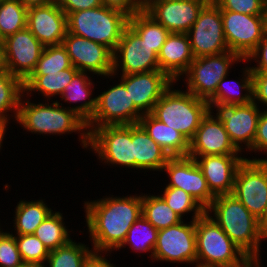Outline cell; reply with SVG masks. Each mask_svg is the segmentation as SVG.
Returning <instances> with one entry per match:
<instances>
[{"label": "cell", "instance_id": "obj_1", "mask_svg": "<svg viewBox=\"0 0 267 267\" xmlns=\"http://www.w3.org/2000/svg\"><path fill=\"white\" fill-rule=\"evenodd\" d=\"M83 206L91 249L96 254L108 256L107 253L110 255L122 245L132 224L142 216V194L106 195L84 201Z\"/></svg>", "mask_w": 267, "mask_h": 267}, {"label": "cell", "instance_id": "obj_2", "mask_svg": "<svg viewBox=\"0 0 267 267\" xmlns=\"http://www.w3.org/2000/svg\"><path fill=\"white\" fill-rule=\"evenodd\" d=\"M23 94L16 123L32 134L65 135L78 133L83 149H88L89 132L86 121L75 111L62 106L58 100L33 103ZM48 102V103H47ZM49 134V135H48ZM81 140V141H80Z\"/></svg>", "mask_w": 267, "mask_h": 267}, {"label": "cell", "instance_id": "obj_3", "mask_svg": "<svg viewBox=\"0 0 267 267\" xmlns=\"http://www.w3.org/2000/svg\"><path fill=\"white\" fill-rule=\"evenodd\" d=\"M205 213L221 227L248 258L262 257L260 246L267 238L262 231L260 220L233 194L217 196Z\"/></svg>", "mask_w": 267, "mask_h": 267}, {"label": "cell", "instance_id": "obj_4", "mask_svg": "<svg viewBox=\"0 0 267 267\" xmlns=\"http://www.w3.org/2000/svg\"><path fill=\"white\" fill-rule=\"evenodd\" d=\"M173 85L175 82L156 102L151 114L179 131L190 142L202 119L209 112V104L186 90L174 89Z\"/></svg>", "mask_w": 267, "mask_h": 267}, {"label": "cell", "instance_id": "obj_5", "mask_svg": "<svg viewBox=\"0 0 267 267\" xmlns=\"http://www.w3.org/2000/svg\"><path fill=\"white\" fill-rule=\"evenodd\" d=\"M129 16L122 11L101 5L67 15V32L100 43L115 51Z\"/></svg>", "mask_w": 267, "mask_h": 267}, {"label": "cell", "instance_id": "obj_6", "mask_svg": "<svg viewBox=\"0 0 267 267\" xmlns=\"http://www.w3.org/2000/svg\"><path fill=\"white\" fill-rule=\"evenodd\" d=\"M195 228V267H241L248 259L207 213L195 220Z\"/></svg>", "mask_w": 267, "mask_h": 267}, {"label": "cell", "instance_id": "obj_7", "mask_svg": "<svg viewBox=\"0 0 267 267\" xmlns=\"http://www.w3.org/2000/svg\"><path fill=\"white\" fill-rule=\"evenodd\" d=\"M89 149L101 163L135 169L133 124L104 125L87 128ZM119 165V166H118Z\"/></svg>", "mask_w": 267, "mask_h": 267}, {"label": "cell", "instance_id": "obj_8", "mask_svg": "<svg viewBox=\"0 0 267 267\" xmlns=\"http://www.w3.org/2000/svg\"><path fill=\"white\" fill-rule=\"evenodd\" d=\"M242 61L232 51L194 58L181 79L186 81L187 92L207 101L216 92L218 83L230 74L232 66Z\"/></svg>", "mask_w": 267, "mask_h": 267}, {"label": "cell", "instance_id": "obj_9", "mask_svg": "<svg viewBox=\"0 0 267 267\" xmlns=\"http://www.w3.org/2000/svg\"><path fill=\"white\" fill-rule=\"evenodd\" d=\"M232 194L261 221L267 212V161L245 158L236 171Z\"/></svg>", "mask_w": 267, "mask_h": 267}, {"label": "cell", "instance_id": "obj_10", "mask_svg": "<svg viewBox=\"0 0 267 267\" xmlns=\"http://www.w3.org/2000/svg\"><path fill=\"white\" fill-rule=\"evenodd\" d=\"M208 104L209 112L224 124L225 130L234 146L240 152H243V149L249 151L253 146L256 136L261 106H258L254 101L240 105L226 103Z\"/></svg>", "mask_w": 267, "mask_h": 267}, {"label": "cell", "instance_id": "obj_11", "mask_svg": "<svg viewBox=\"0 0 267 267\" xmlns=\"http://www.w3.org/2000/svg\"><path fill=\"white\" fill-rule=\"evenodd\" d=\"M194 58L219 55L229 51L221 18V9L209 0L186 33Z\"/></svg>", "mask_w": 267, "mask_h": 267}, {"label": "cell", "instance_id": "obj_12", "mask_svg": "<svg viewBox=\"0 0 267 267\" xmlns=\"http://www.w3.org/2000/svg\"><path fill=\"white\" fill-rule=\"evenodd\" d=\"M111 87V88H110ZM96 96V109L86 122L87 128L104 125L136 124L144 115L135 105L125 85L119 83L110 86Z\"/></svg>", "mask_w": 267, "mask_h": 267}, {"label": "cell", "instance_id": "obj_13", "mask_svg": "<svg viewBox=\"0 0 267 267\" xmlns=\"http://www.w3.org/2000/svg\"><path fill=\"white\" fill-rule=\"evenodd\" d=\"M188 223V224H187ZM181 222L158 230L157 242L152 261L165 263H196V228L195 220Z\"/></svg>", "mask_w": 267, "mask_h": 267}, {"label": "cell", "instance_id": "obj_14", "mask_svg": "<svg viewBox=\"0 0 267 267\" xmlns=\"http://www.w3.org/2000/svg\"><path fill=\"white\" fill-rule=\"evenodd\" d=\"M221 18L229 51L246 60L266 31L263 15H247L221 10Z\"/></svg>", "mask_w": 267, "mask_h": 267}, {"label": "cell", "instance_id": "obj_15", "mask_svg": "<svg viewBox=\"0 0 267 267\" xmlns=\"http://www.w3.org/2000/svg\"><path fill=\"white\" fill-rule=\"evenodd\" d=\"M154 70H160L158 55L128 25L124 29L122 37L113 52L112 74L117 76L120 72V75H128Z\"/></svg>", "mask_w": 267, "mask_h": 267}, {"label": "cell", "instance_id": "obj_16", "mask_svg": "<svg viewBox=\"0 0 267 267\" xmlns=\"http://www.w3.org/2000/svg\"><path fill=\"white\" fill-rule=\"evenodd\" d=\"M71 64L78 71L112 79L113 52L105 45L66 33L62 41ZM112 77V78H109Z\"/></svg>", "mask_w": 267, "mask_h": 267}, {"label": "cell", "instance_id": "obj_17", "mask_svg": "<svg viewBox=\"0 0 267 267\" xmlns=\"http://www.w3.org/2000/svg\"><path fill=\"white\" fill-rule=\"evenodd\" d=\"M44 45L26 27L3 40V68L25 81L35 70Z\"/></svg>", "mask_w": 267, "mask_h": 267}, {"label": "cell", "instance_id": "obj_18", "mask_svg": "<svg viewBox=\"0 0 267 267\" xmlns=\"http://www.w3.org/2000/svg\"><path fill=\"white\" fill-rule=\"evenodd\" d=\"M166 172L170 182L166 187L183 189L194 197L206 210L216 198L207 185L203 173L194 158L189 156L170 157L162 172Z\"/></svg>", "mask_w": 267, "mask_h": 267}, {"label": "cell", "instance_id": "obj_19", "mask_svg": "<svg viewBox=\"0 0 267 267\" xmlns=\"http://www.w3.org/2000/svg\"><path fill=\"white\" fill-rule=\"evenodd\" d=\"M134 105L143 113H152L156 102L174 83L160 70L120 75Z\"/></svg>", "mask_w": 267, "mask_h": 267}, {"label": "cell", "instance_id": "obj_20", "mask_svg": "<svg viewBox=\"0 0 267 267\" xmlns=\"http://www.w3.org/2000/svg\"><path fill=\"white\" fill-rule=\"evenodd\" d=\"M209 0H160L145 12L170 33H187Z\"/></svg>", "mask_w": 267, "mask_h": 267}, {"label": "cell", "instance_id": "obj_21", "mask_svg": "<svg viewBox=\"0 0 267 267\" xmlns=\"http://www.w3.org/2000/svg\"><path fill=\"white\" fill-rule=\"evenodd\" d=\"M242 155L234 146L224 124L210 112L202 119L194 137L189 142L188 156Z\"/></svg>", "mask_w": 267, "mask_h": 267}, {"label": "cell", "instance_id": "obj_22", "mask_svg": "<svg viewBox=\"0 0 267 267\" xmlns=\"http://www.w3.org/2000/svg\"><path fill=\"white\" fill-rule=\"evenodd\" d=\"M27 28L44 45H61L67 33V15L57 2L28 8Z\"/></svg>", "mask_w": 267, "mask_h": 267}, {"label": "cell", "instance_id": "obj_23", "mask_svg": "<svg viewBox=\"0 0 267 267\" xmlns=\"http://www.w3.org/2000/svg\"><path fill=\"white\" fill-rule=\"evenodd\" d=\"M246 157L241 155H206L194 158L215 196L232 194L235 175Z\"/></svg>", "mask_w": 267, "mask_h": 267}, {"label": "cell", "instance_id": "obj_24", "mask_svg": "<svg viewBox=\"0 0 267 267\" xmlns=\"http://www.w3.org/2000/svg\"><path fill=\"white\" fill-rule=\"evenodd\" d=\"M193 60L186 33H170L158 54L160 71L175 83L187 72Z\"/></svg>", "mask_w": 267, "mask_h": 267}, {"label": "cell", "instance_id": "obj_25", "mask_svg": "<svg viewBox=\"0 0 267 267\" xmlns=\"http://www.w3.org/2000/svg\"><path fill=\"white\" fill-rule=\"evenodd\" d=\"M138 123L169 157L188 156L189 141L179 131L162 123L151 113L144 114Z\"/></svg>", "mask_w": 267, "mask_h": 267}, {"label": "cell", "instance_id": "obj_26", "mask_svg": "<svg viewBox=\"0 0 267 267\" xmlns=\"http://www.w3.org/2000/svg\"><path fill=\"white\" fill-rule=\"evenodd\" d=\"M135 170L161 171L170 158L139 124H133Z\"/></svg>", "mask_w": 267, "mask_h": 267}, {"label": "cell", "instance_id": "obj_27", "mask_svg": "<svg viewBox=\"0 0 267 267\" xmlns=\"http://www.w3.org/2000/svg\"><path fill=\"white\" fill-rule=\"evenodd\" d=\"M89 75L92 74L78 71L60 96V100H63L67 103L79 104V102H81L77 106H71L70 104V106H68L67 108L75 111L86 122L92 117L93 113L95 112L97 98L96 96L92 97L95 83L91 79L92 76Z\"/></svg>", "mask_w": 267, "mask_h": 267}, {"label": "cell", "instance_id": "obj_28", "mask_svg": "<svg viewBox=\"0 0 267 267\" xmlns=\"http://www.w3.org/2000/svg\"><path fill=\"white\" fill-rule=\"evenodd\" d=\"M77 72L78 70L72 66L57 74L30 75L23 81L24 95L25 97H30L33 92H39L45 99L43 101H46V99L50 101L51 97L53 99L55 96L57 98V96L62 95L66 86Z\"/></svg>", "mask_w": 267, "mask_h": 267}, {"label": "cell", "instance_id": "obj_29", "mask_svg": "<svg viewBox=\"0 0 267 267\" xmlns=\"http://www.w3.org/2000/svg\"><path fill=\"white\" fill-rule=\"evenodd\" d=\"M242 69V78L228 80L226 75L219 83L216 92L207 100L208 103L248 104L253 101L252 94V71L250 66ZM228 80V81H227ZM232 81V82H231ZM239 90H234V86ZM230 86V88H229ZM233 89V90H232ZM232 90V92H231ZM234 91V93H233ZM236 91V92H235ZM238 91V92H237ZM244 93H242V92Z\"/></svg>", "mask_w": 267, "mask_h": 267}, {"label": "cell", "instance_id": "obj_30", "mask_svg": "<svg viewBox=\"0 0 267 267\" xmlns=\"http://www.w3.org/2000/svg\"><path fill=\"white\" fill-rule=\"evenodd\" d=\"M44 200H20L15 207L14 234H34L36 228L44 221L53 210L46 205ZM16 231V232H15Z\"/></svg>", "mask_w": 267, "mask_h": 267}, {"label": "cell", "instance_id": "obj_31", "mask_svg": "<svg viewBox=\"0 0 267 267\" xmlns=\"http://www.w3.org/2000/svg\"><path fill=\"white\" fill-rule=\"evenodd\" d=\"M23 94V81L6 69H0V122L10 124L12 118L15 119L13 121L17 120Z\"/></svg>", "mask_w": 267, "mask_h": 267}, {"label": "cell", "instance_id": "obj_32", "mask_svg": "<svg viewBox=\"0 0 267 267\" xmlns=\"http://www.w3.org/2000/svg\"><path fill=\"white\" fill-rule=\"evenodd\" d=\"M128 25L153 49L158 55L170 32L156 22L145 11H139L129 17Z\"/></svg>", "mask_w": 267, "mask_h": 267}, {"label": "cell", "instance_id": "obj_33", "mask_svg": "<svg viewBox=\"0 0 267 267\" xmlns=\"http://www.w3.org/2000/svg\"><path fill=\"white\" fill-rule=\"evenodd\" d=\"M142 216L157 230L170 227L183 220L159 194L143 195L142 193Z\"/></svg>", "mask_w": 267, "mask_h": 267}, {"label": "cell", "instance_id": "obj_34", "mask_svg": "<svg viewBox=\"0 0 267 267\" xmlns=\"http://www.w3.org/2000/svg\"><path fill=\"white\" fill-rule=\"evenodd\" d=\"M63 213L52 212L36 228L34 235L47 247L49 251L67 244L71 239L69 229L64 222Z\"/></svg>", "mask_w": 267, "mask_h": 267}, {"label": "cell", "instance_id": "obj_35", "mask_svg": "<svg viewBox=\"0 0 267 267\" xmlns=\"http://www.w3.org/2000/svg\"><path fill=\"white\" fill-rule=\"evenodd\" d=\"M93 254L94 251L88 245L72 239L50 251L45 267H84Z\"/></svg>", "mask_w": 267, "mask_h": 267}, {"label": "cell", "instance_id": "obj_36", "mask_svg": "<svg viewBox=\"0 0 267 267\" xmlns=\"http://www.w3.org/2000/svg\"><path fill=\"white\" fill-rule=\"evenodd\" d=\"M158 230L143 216H140L130 227L122 245L117 249L129 246L135 253L149 252L152 260L153 251L157 242Z\"/></svg>", "mask_w": 267, "mask_h": 267}, {"label": "cell", "instance_id": "obj_37", "mask_svg": "<svg viewBox=\"0 0 267 267\" xmlns=\"http://www.w3.org/2000/svg\"><path fill=\"white\" fill-rule=\"evenodd\" d=\"M27 12L20 0H4L0 2V39L15 34L27 27Z\"/></svg>", "mask_w": 267, "mask_h": 267}, {"label": "cell", "instance_id": "obj_38", "mask_svg": "<svg viewBox=\"0 0 267 267\" xmlns=\"http://www.w3.org/2000/svg\"><path fill=\"white\" fill-rule=\"evenodd\" d=\"M159 195L182 219L187 213L193 212L191 220H196L205 213V209L197 202V200L183 189L165 187L163 194Z\"/></svg>", "mask_w": 267, "mask_h": 267}, {"label": "cell", "instance_id": "obj_39", "mask_svg": "<svg viewBox=\"0 0 267 267\" xmlns=\"http://www.w3.org/2000/svg\"><path fill=\"white\" fill-rule=\"evenodd\" d=\"M72 64L63 45L45 46L31 75L57 74Z\"/></svg>", "mask_w": 267, "mask_h": 267}, {"label": "cell", "instance_id": "obj_40", "mask_svg": "<svg viewBox=\"0 0 267 267\" xmlns=\"http://www.w3.org/2000/svg\"><path fill=\"white\" fill-rule=\"evenodd\" d=\"M15 240L24 263L46 265L50 251L34 234L15 235Z\"/></svg>", "mask_w": 267, "mask_h": 267}, {"label": "cell", "instance_id": "obj_41", "mask_svg": "<svg viewBox=\"0 0 267 267\" xmlns=\"http://www.w3.org/2000/svg\"><path fill=\"white\" fill-rule=\"evenodd\" d=\"M23 263L15 235L3 231L0 235V267H18Z\"/></svg>", "mask_w": 267, "mask_h": 267}, {"label": "cell", "instance_id": "obj_42", "mask_svg": "<svg viewBox=\"0 0 267 267\" xmlns=\"http://www.w3.org/2000/svg\"><path fill=\"white\" fill-rule=\"evenodd\" d=\"M221 10H229L247 15H263L261 0H213Z\"/></svg>", "mask_w": 267, "mask_h": 267}, {"label": "cell", "instance_id": "obj_43", "mask_svg": "<svg viewBox=\"0 0 267 267\" xmlns=\"http://www.w3.org/2000/svg\"><path fill=\"white\" fill-rule=\"evenodd\" d=\"M253 153L261 152L262 154L265 153V157L261 158H252L250 160H266L267 161V110H263L260 113L258 122H257V132L253 142L252 148L248 151Z\"/></svg>", "mask_w": 267, "mask_h": 267}, {"label": "cell", "instance_id": "obj_44", "mask_svg": "<svg viewBox=\"0 0 267 267\" xmlns=\"http://www.w3.org/2000/svg\"><path fill=\"white\" fill-rule=\"evenodd\" d=\"M252 60L256 63L254 67L250 66L252 72H267V29L255 50L243 62L251 65Z\"/></svg>", "mask_w": 267, "mask_h": 267}, {"label": "cell", "instance_id": "obj_45", "mask_svg": "<svg viewBox=\"0 0 267 267\" xmlns=\"http://www.w3.org/2000/svg\"><path fill=\"white\" fill-rule=\"evenodd\" d=\"M252 94L253 101L267 110V72H252Z\"/></svg>", "mask_w": 267, "mask_h": 267}, {"label": "cell", "instance_id": "obj_46", "mask_svg": "<svg viewBox=\"0 0 267 267\" xmlns=\"http://www.w3.org/2000/svg\"><path fill=\"white\" fill-rule=\"evenodd\" d=\"M56 2L66 15L103 5L101 0H56Z\"/></svg>", "mask_w": 267, "mask_h": 267}, {"label": "cell", "instance_id": "obj_47", "mask_svg": "<svg viewBox=\"0 0 267 267\" xmlns=\"http://www.w3.org/2000/svg\"><path fill=\"white\" fill-rule=\"evenodd\" d=\"M103 5L127 14L129 17L141 11L137 0H101Z\"/></svg>", "mask_w": 267, "mask_h": 267}, {"label": "cell", "instance_id": "obj_48", "mask_svg": "<svg viewBox=\"0 0 267 267\" xmlns=\"http://www.w3.org/2000/svg\"><path fill=\"white\" fill-rule=\"evenodd\" d=\"M105 254L94 253L91 258L87 261L84 267H116L115 264L106 259Z\"/></svg>", "mask_w": 267, "mask_h": 267}, {"label": "cell", "instance_id": "obj_49", "mask_svg": "<svg viewBox=\"0 0 267 267\" xmlns=\"http://www.w3.org/2000/svg\"><path fill=\"white\" fill-rule=\"evenodd\" d=\"M20 2L27 8L33 6H44L56 2V0H20Z\"/></svg>", "mask_w": 267, "mask_h": 267}, {"label": "cell", "instance_id": "obj_50", "mask_svg": "<svg viewBox=\"0 0 267 267\" xmlns=\"http://www.w3.org/2000/svg\"><path fill=\"white\" fill-rule=\"evenodd\" d=\"M260 258H248L241 267H261Z\"/></svg>", "mask_w": 267, "mask_h": 267}, {"label": "cell", "instance_id": "obj_51", "mask_svg": "<svg viewBox=\"0 0 267 267\" xmlns=\"http://www.w3.org/2000/svg\"><path fill=\"white\" fill-rule=\"evenodd\" d=\"M141 11H145L149 6L160 0H137Z\"/></svg>", "mask_w": 267, "mask_h": 267}, {"label": "cell", "instance_id": "obj_52", "mask_svg": "<svg viewBox=\"0 0 267 267\" xmlns=\"http://www.w3.org/2000/svg\"><path fill=\"white\" fill-rule=\"evenodd\" d=\"M8 126L9 125L7 123L0 122V150L3 147V142L2 141L5 138V133L7 132Z\"/></svg>", "mask_w": 267, "mask_h": 267}, {"label": "cell", "instance_id": "obj_53", "mask_svg": "<svg viewBox=\"0 0 267 267\" xmlns=\"http://www.w3.org/2000/svg\"><path fill=\"white\" fill-rule=\"evenodd\" d=\"M260 224H261L262 231L265 237L267 238V212L264 218L260 221Z\"/></svg>", "mask_w": 267, "mask_h": 267}, {"label": "cell", "instance_id": "obj_54", "mask_svg": "<svg viewBox=\"0 0 267 267\" xmlns=\"http://www.w3.org/2000/svg\"><path fill=\"white\" fill-rule=\"evenodd\" d=\"M3 68V40L0 39V69Z\"/></svg>", "mask_w": 267, "mask_h": 267}, {"label": "cell", "instance_id": "obj_55", "mask_svg": "<svg viewBox=\"0 0 267 267\" xmlns=\"http://www.w3.org/2000/svg\"><path fill=\"white\" fill-rule=\"evenodd\" d=\"M18 267H45V265L36 264V263H22Z\"/></svg>", "mask_w": 267, "mask_h": 267}, {"label": "cell", "instance_id": "obj_56", "mask_svg": "<svg viewBox=\"0 0 267 267\" xmlns=\"http://www.w3.org/2000/svg\"><path fill=\"white\" fill-rule=\"evenodd\" d=\"M263 17H264L265 27L267 29V2L264 3Z\"/></svg>", "mask_w": 267, "mask_h": 267}, {"label": "cell", "instance_id": "obj_57", "mask_svg": "<svg viewBox=\"0 0 267 267\" xmlns=\"http://www.w3.org/2000/svg\"><path fill=\"white\" fill-rule=\"evenodd\" d=\"M1 226V225H0ZM2 232H3V229H1V227H0V235L2 234Z\"/></svg>", "mask_w": 267, "mask_h": 267}]
</instances>
